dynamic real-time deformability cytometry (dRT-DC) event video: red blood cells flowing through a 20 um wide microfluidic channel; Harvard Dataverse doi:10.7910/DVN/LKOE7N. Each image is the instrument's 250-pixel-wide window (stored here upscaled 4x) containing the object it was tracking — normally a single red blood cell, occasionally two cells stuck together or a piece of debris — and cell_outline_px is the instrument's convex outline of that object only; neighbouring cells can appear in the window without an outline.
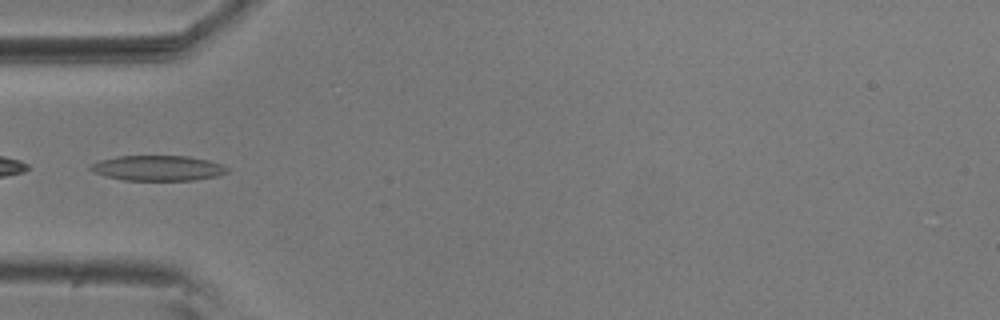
{"species": "common noctule bat (a hibernating species)", "species_latin": "Nyctalus noctula", "temperature_condition": "room temperature", "stored_images_in_passage": 36, "camera_frame_rate_fps": 3000, "um_per_image_px": 0.085, "animal": {"sex": "male", "body_mass_g": 20.5, "forearm_length_mm": 52.5}, "frame": {"image": 1, "passage_image": 1, "time_ms": 0.0, "image_size_px": [1000, 320], "cell_outline_px": [[228, 172], [220, 176], [196, 180], [124, 180], [104, 176], [92, 172], [88, 168], [88, 164], [100, 160], [116, 156], [188, 156], [208, 160], [224, 164], [228, 168]], "centroid_in_image_um": [13.41, 14.29], "position_along_channel_um": 71.6, "area_um2": 20.46}}
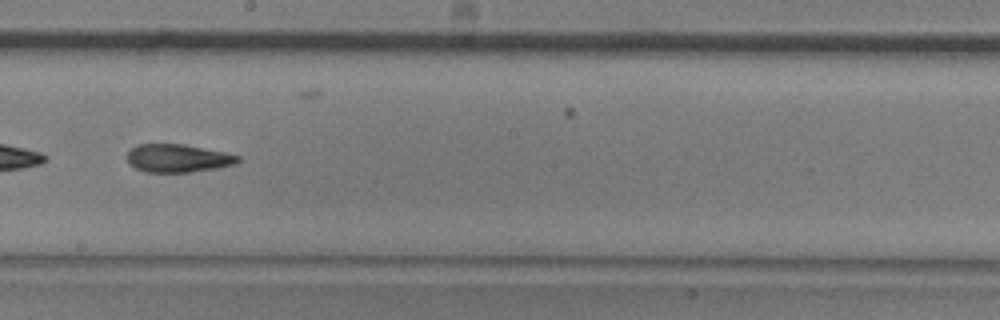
{"frame": {"image": 2, "passage_image": 14, "time_ms": 4.333, "image_size_px": [1000, 320], "cell_outline_px": [[240, 160], [236, 164], [216, 168], [188, 172], [144, 172], [128, 164], [128, 152], [136, 144], [184, 144], [224, 152], [240, 156]], "centroid_in_image_um": [15.11, 13.45], "position_along_channel_um": 233.1, "area_um2": 18.09}}
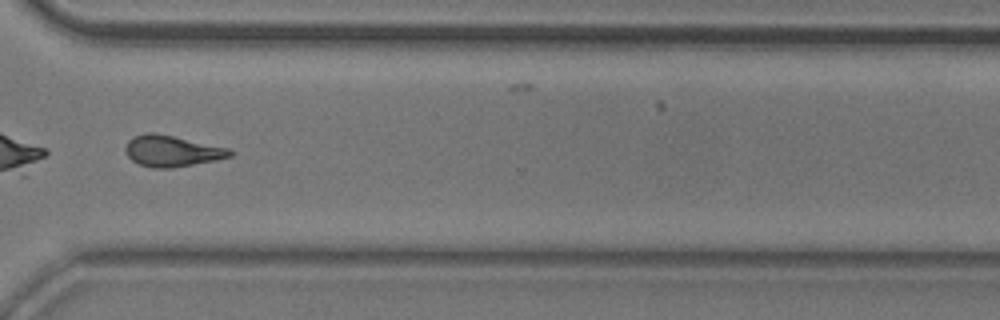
{"frame": {"image": 3, "passage_image": 24, "time_ms": 7.667, "image_size_px": [1000, 320], "cell_outline_px": [[232, 156], [216, 160], [172, 168], [152, 168], [140, 164], [132, 160], [128, 156], [124, 148], [128, 140], [132, 136], [144, 132], [156, 132], [232, 148]], "centroid_in_image_um": [14.61, 12.81], "position_along_channel_um": 356.0, "area_um2": 19.31}}